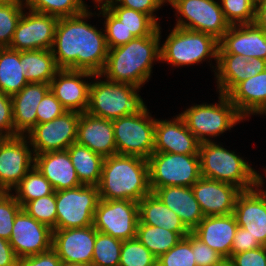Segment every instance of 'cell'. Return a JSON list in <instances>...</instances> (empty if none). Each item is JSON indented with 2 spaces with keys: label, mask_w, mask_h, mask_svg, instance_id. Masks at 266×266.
<instances>
[{
  "label": "cell",
  "mask_w": 266,
  "mask_h": 266,
  "mask_svg": "<svg viewBox=\"0 0 266 266\" xmlns=\"http://www.w3.org/2000/svg\"><path fill=\"white\" fill-rule=\"evenodd\" d=\"M0 137H14L13 104L10 95L0 91Z\"/></svg>",
  "instance_id": "cell-49"
},
{
  "label": "cell",
  "mask_w": 266,
  "mask_h": 266,
  "mask_svg": "<svg viewBox=\"0 0 266 266\" xmlns=\"http://www.w3.org/2000/svg\"><path fill=\"white\" fill-rule=\"evenodd\" d=\"M94 73L83 70L59 69L49 83L50 91L67 111L86 112Z\"/></svg>",
  "instance_id": "cell-17"
},
{
  "label": "cell",
  "mask_w": 266,
  "mask_h": 266,
  "mask_svg": "<svg viewBox=\"0 0 266 266\" xmlns=\"http://www.w3.org/2000/svg\"><path fill=\"white\" fill-rule=\"evenodd\" d=\"M186 237L191 241L192 251L197 266H215L224 258L203 243L193 232H190Z\"/></svg>",
  "instance_id": "cell-46"
},
{
  "label": "cell",
  "mask_w": 266,
  "mask_h": 266,
  "mask_svg": "<svg viewBox=\"0 0 266 266\" xmlns=\"http://www.w3.org/2000/svg\"><path fill=\"white\" fill-rule=\"evenodd\" d=\"M24 74V51L0 48V91L10 96L18 93L28 84Z\"/></svg>",
  "instance_id": "cell-31"
},
{
  "label": "cell",
  "mask_w": 266,
  "mask_h": 266,
  "mask_svg": "<svg viewBox=\"0 0 266 266\" xmlns=\"http://www.w3.org/2000/svg\"><path fill=\"white\" fill-rule=\"evenodd\" d=\"M192 190L204 216L232 214L236 199L242 192L233 184L204 177L192 186Z\"/></svg>",
  "instance_id": "cell-20"
},
{
  "label": "cell",
  "mask_w": 266,
  "mask_h": 266,
  "mask_svg": "<svg viewBox=\"0 0 266 266\" xmlns=\"http://www.w3.org/2000/svg\"><path fill=\"white\" fill-rule=\"evenodd\" d=\"M227 97L249 122L250 117L266 116V69L238 83Z\"/></svg>",
  "instance_id": "cell-25"
},
{
  "label": "cell",
  "mask_w": 266,
  "mask_h": 266,
  "mask_svg": "<svg viewBox=\"0 0 266 266\" xmlns=\"http://www.w3.org/2000/svg\"><path fill=\"white\" fill-rule=\"evenodd\" d=\"M218 54L266 60V34L254 23L232 25L218 42Z\"/></svg>",
  "instance_id": "cell-22"
},
{
  "label": "cell",
  "mask_w": 266,
  "mask_h": 266,
  "mask_svg": "<svg viewBox=\"0 0 266 266\" xmlns=\"http://www.w3.org/2000/svg\"><path fill=\"white\" fill-rule=\"evenodd\" d=\"M254 24L266 34V0L256 3Z\"/></svg>",
  "instance_id": "cell-54"
},
{
  "label": "cell",
  "mask_w": 266,
  "mask_h": 266,
  "mask_svg": "<svg viewBox=\"0 0 266 266\" xmlns=\"http://www.w3.org/2000/svg\"><path fill=\"white\" fill-rule=\"evenodd\" d=\"M60 266H92V265L82 264V263H64V262H62Z\"/></svg>",
  "instance_id": "cell-58"
},
{
  "label": "cell",
  "mask_w": 266,
  "mask_h": 266,
  "mask_svg": "<svg viewBox=\"0 0 266 266\" xmlns=\"http://www.w3.org/2000/svg\"><path fill=\"white\" fill-rule=\"evenodd\" d=\"M215 266H235L233 261L230 258H223L218 264Z\"/></svg>",
  "instance_id": "cell-57"
},
{
  "label": "cell",
  "mask_w": 266,
  "mask_h": 266,
  "mask_svg": "<svg viewBox=\"0 0 266 266\" xmlns=\"http://www.w3.org/2000/svg\"><path fill=\"white\" fill-rule=\"evenodd\" d=\"M34 166V153L26 136L0 138V188L11 192Z\"/></svg>",
  "instance_id": "cell-15"
},
{
  "label": "cell",
  "mask_w": 266,
  "mask_h": 266,
  "mask_svg": "<svg viewBox=\"0 0 266 266\" xmlns=\"http://www.w3.org/2000/svg\"><path fill=\"white\" fill-rule=\"evenodd\" d=\"M17 260L9 241L0 238V266H16Z\"/></svg>",
  "instance_id": "cell-53"
},
{
  "label": "cell",
  "mask_w": 266,
  "mask_h": 266,
  "mask_svg": "<svg viewBox=\"0 0 266 266\" xmlns=\"http://www.w3.org/2000/svg\"><path fill=\"white\" fill-rule=\"evenodd\" d=\"M55 192L51 183L33 166L10 192L23 207L27 202Z\"/></svg>",
  "instance_id": "cell-35"
},
{
  "label": "cell",
  "mask_w": 266,
  "mask_h": 266,
  "mask_svg": "<svg viewBox=\"0 0 266 266\" xmlns=\"http://www.w3.org/2000/svg\"><path fill=\"white\" fill-rule=\"evenodd\" d=\"M233 214L239 227L266 246V197L257 187L238 195Z\"/></svg>",
  "instance_id": "cell-23"
},
{
  "label": "cell",
  "mask_w": 266,
  "mask_h": 266,
  "mask_svg": "<svg viewBox=\"0 0 266 266\" xmlns=\"http://www.w3.org/2000/svg\"><path fill=\"white\" fill-rule=\"evenodd\" d=\"M169 32L164 38L166 40L160 41V63H166L174 70V67L176 69L183 66H199L206 62L215 73L219 47L217 39L200 31L176 26Z\"/></svg>",
  "instance_id": "cell-4"
},
{
  "label": "cell",
  "mask_w": 266,
  "mask_h": 266,
  "mask_svg": "<svg viewBox=\"0 0 266 266\" xmlns=\"http://www.w3.org/2000/svg\"><path fill=\"white\" fill-rule=\"evenodd\" d=\"M173 117L156 118L154 152L199 154L201 142L187 128L179 114Z\"/></svg>",
  "instance_id": "cell-19"
},
{
  "label": "cell",
  "mask_w": 266,
  "mask_h": 266,
  "mask_svg": "<svg viewBox=\"0 0 266 266\" xmlns=\"http://www.w3.org/2000/svg\"><path fill=\"white\" fill-rule=\"evenodd\" d=\"M52 232L22 208L15 216L9 243L18 259L37 255L52 248Z\"/></svg>",
  "instance_id": "cell-16"
},
{
  "label": "cell",
  "mask_w": 266,
  "mask_h": 266,
  "mask_svg": "<svg viewBox=\"0 0 266 266\" xmlns=\"http://www.w3.org/2000/svg\"><path fill=\"white\" fill-rule=\"evenodd\" d=\"M108 10L123 23L128 31H131L134 37L150 36L158 29V25L142 12L123 6H111Z\"/></svg>",
  "instance_id": "cell-36"
},
{
  "label": "cell",
  "mask_w": 266,
  "mask_h": 266,
  "mask_svg": "<svg viewBox=\"0 0 266 266\" xmlns=\"http://www.w3.org/2000/svg\"><path fill=\"white\" fill-rule=\"evenodd\" d=\"M25 8L57 18L76 16L84 12L80 0H23Z\"/></svg>",
  "instance_id": "cell-38"
},
{
  "label": "cell",
  "mask_w": 266,
  "mask_h": 266,
  "mask_svg": "<svg viewBox=\"0 0 266 266\" xmlns=\"http://www.w3.org/2000/svg\"><path fill=\"white\" fill-rule=\"evenodd\" d=\"M99 17L101 18L99 21L102 24L106 42L108 48H116L122 45H125L135 37L128 31V29L123 25V23L116 18L109 10H101L98 12ZM104 21V22H103Z\"/></svg>",
  "instance_id": "cell-43"
},
{
  "label": "cell",
  "mask_w": 266,
  "mask_h": 266,
  "mask_svg": "<svg viewBox=\"0 0 266 266\" xmlns=\"http://www.w3.org/2000/svg\"><path fill=\"white\" fill-rule=\"evenodd\" d=\"M153 193L181 219L192 232L205 217L195 199L192 187L166 186L157 188Z\"/></svg>",
  "instance_id": "cell-29"
},
{
  "label": "cell",
  "mask_w": 266,
  "mask_h": 266,
  "mask_svg": "<svg viewBox=\"0 0 266 266\" xmlns=\"http://www.w3.org/2000/svg\"><path fill=\"white\" fill-rule=\"evenodd\" d=\"M50 90L47 83H28L11 96L13 104L14 137L25 136L37 124V107Z\"/></svg>",
  "instance_id": "cell-27"
},
{
  "label": "cell",
  "mask_w": 266,
  "mask_h": 266,
  "mask_svg": "<svg viewBox=\"0 0 266 266\" xmlns=\"http://www.w3.org/2000/svg\"><path fill=\"white\" fill-rule=\"evenodd\" d=\"M141 90L137 86L112 82L100 74H94L86 112L109 120L139 114L147 107L139 94Z\"/></svg>",
  "instance_id": "cell-6"
},
{
  "label": "cell",
  "mask_w": 266,
  "mask_h": 266,
  "mask_svg": "<svg viewBox=\"0 0 266 266\" xmlns=\"http://www.w3.org/2000/svg\"><path fill=\"white\" fill-rule=\"evenodd\" d=\"M97 230L93 225L56 229L52 232V249L64 263L92 265Z\"/></svg>",
  "instance_id": "cell-18"
},
{
  "label": "cell",
  "mask_w": 266,
  "mask_h": 266,
  "mask_svg": "<svg viewBox=\"0 0 266 266\" xmlns=\"http://www.w3.org/2000/svg\"><path fill=\"white\" fill-rule=\"evenodd\" d=\"M147 161L152 192L166 186L192 187L202 177L199 154L154 152Z\"/></svg>",
  "instance_id": "cell-8"
},
{
  "label": "cell",
  "mask_w": 266,
  "mask_h": 266,
  "mask_svg": "<svg viewBox=\"0 0 266 266\" xmlns=\"http://www.w3.org/2000/svg\"><path fill=\"white\" fill-rule=\"evenodd\" d=\"M259 247H262V245L258 242V240L253 238L249 234L248 230L238 226L233 238L231 256L248 250L257 249Z\"/></svg>",
  "instance_id": "cell-52"
},
{
  "label": "cell",
  "mask_w": 266,
  "mask_h": 266,
  "mask_svg": "<svg viewBox=\"0 0 266 266\" xmlns=\"http://www.w3.org/2000/svg\"><path fill=\"white\" fill-rule=\"evenodd\" d=\"M25 79L28 83H47L59 70L51 49L24 51Z\"/></svg>",
  "instance_id": "cell-33"
},
{
  "label": "cell",
  "mask_w": 266,
  "mask_h": 266,
  "mask_svg": "<svg viewBox=\"0 0 266 266\" xmlns=\"http://www.w3.org/2000/svg\"><path fill=\"white\" fill-rule=\"evenodd\" d=\"M217 95L218 100L215 103H192L179 113L187 128L200 142L218 141L216 138L247 121L227 95Z\"/></svg>",
  "instance_id": "cell-7"
},
{
  "label": "cell",
  "mask_w": 266,
  "mask_h": 266,
  "mask_svg": "<svg viewBox=\"0 0 266 266\" xmlns=\"http://www.w3.org/2000/svg\"><path fill=\"white\" fill-rule=\"evenodd\" d=\"M227 22L232 25L253 24L256 2L254 0H219Z\"/></svg>",
  "instance_id": "cell-41"
},
{
  "label": "cell",
  "mask_w": 266,
  "mask_h": 266,
  "mask_svg": "<svg viewBox=\"0 0 266 266\" xmlns=\"http://www.w3.org/2000/svg\"><path fill=\"white\" fill-rule=\"evenodd\" d=\"M61 263V259L51 248L50 250L37 255L19 258L16 266H60Z\"/></svg>",
  "instance_id": "cell-51"
},
{
  "label": "cell",
  "mask_w": 266,
  "mask_h": 266,
  "mask_svg": "<svg viewBox=\"0 0 266 266\" xmlns=\"http://www.w3.org/2000/svg\"><path fill=\"white\" fill-rule=\"evenodd\" d=\"M138 222V202L131 200L100 199L93 217L97 231L122 241L136 238Z\"/></svg>",
  "instance_id": "cell-12"
},
{
  "label": "cell",
  "mask_w": 266,
  "mask_h": 266,
  "mask_svg": "<svg viewBox=\"0 0 266 266\" xmlns=\"http://www.w3.org/2000/svg\"><path fill=\"white\" fill-rule=\"evenodd\" d=\"M266 69V60L237 54H218L214 76L216 92L227 95L238 83Z\"/></svg>",
  "instance_id": "cell-21"
},
{
  "label": "cell",
  "mask_w": 266,
  "mask_h": 266,
  "mask_svg": "<svg viewBox=\"0 0 266 266\" xmlns=\"http://www.w3.org/2000/svg\"><path fill=\"white\" fill-rule=\"evenodd\" d=\"M256 3L261 2L262 0H254Z\"/></svg>",
  "instance_id": "cell-61"
},
{
  "label": "cell",
  "mask_w": 266,
  "mask_h": 266,
  "mask_svg": "<svg viewBox=\"0 0 266 266\" xmlns=\"http://www.w3.org/2000/svg\"><path fill=\"white\" fill-rule=\"evenodd\" d=\"M99 197L103 200L139 202L150 194L148 161L144 158L115 154L104 159Z\"/></svg>",
  "instance_id": "cell-3"
},
{
  "label": "cell",
  "mask_w": 266,
  "mask_h": 266,
  "mask_svg": "<svg viewBox=\"0 0 266 266\" xmlns=\"http://www.w3.org/2000/svg\"><path fill=\"white\" fill-rule=\"evenodd\" d=\"M136 238L155 256L159 257L173 248L182 237L162 227L138 222Z\"/></svg>",
  "instance_id": "cell-34"
},
{
  "label": "cell",
  "mask_w": 266,
  "mask_h": 266,
  "mask_svg": "<svg viewBox=\"0 0 266 266\" xmlns=\"http://www.w3.org/2000/svg\"><path fill=\"white\" fill-rule=\"evenodd\" d=\"M4 193V191L0 188V196Z\"/></svg>",
  "instance_id": "cell-60"
},
{
  "label": "cell",
  "mask_w": 266,
  "mask_h": 266,
  "mask_svg": "<svg viewBox=\"0 0 266 266\" xmlns=\"http://www.w3.org/2000/svg\"><path fill=\"white\" fill-rule=\"evenodd\" d=\"M34 166L51 183L55 192L82 185L67 150L36 154Z\"/></svg>",
  "instance_id": "cell-28"
},
{
  "label": "cell",
  "mask_w": 266,
  "mask_h": 266,
  "mask_svg": "<svg viewBox=\"0 0 266 266\" xmlns=\"http://www.w3.org/2000/svg\"><path fill=\"white\" fill-rule=\"evenodd\" d=\"M22 206L10 192H4L0 196V238L9 241L14 219Z\"/></svg>",
  "instance_id": "cell-45"
},
{
  "label": "cell",
  "mask_w": 266,
  "mask_h": 266,
  "mask_svg": "<svg viewBox=\"0 0 266 266\" xmlns=\"http://www.w3.org/2000/svg\"><path fill=\"white\" fill-rule=\"evenodd\" d=\"M66 150L70 155L80 183L82 185L98 186L105 158L94 153L88 147L77 143L71 144Z\"/></svg>",
  "instance_id": "cell-32"
},
{
  "label": "cell",
  "mask_w": 266,
  "mask_h": 266,
  "mask_svg": "<svg viewBox=\"0 0 266 266\" xmlns=\"http://www.w3.org/2000/svg\"><path fill=\"white\" fill-rule=\"evenodd\" d=\"M225 145V146H224ZM225 142H201L199 147L201 176L233 184L242 191L256 187V169L248 157L225 148ZM245 158V159H244ZM248 158V161L246 160ZM252 165V166H251Z\"/></svg>",
  "instance_id": "cell-5"
},
{
  "label": "cell",
  "mask_w": 266,
  "mask_h": 266,
  "mask_svg": "<svg viewBox=\"0 0 266 266\" xmlns=\"http://www.w3.org/2000/svg\"><path fill=\"white\" fill-rule=\"evenodd\" d=\"M149 109L112 120L117 154L147 160L154 153L156 117Z\"/></svg>",
  "instance_id": "cell-10"
},
{
  "label": "cell",
  "mask_w": 266,
  "mask_h": 266,
  "mask_svg": "<svg viewBox=\"0 0 266 266\" xmlns=\"http://www.w3.org/2000/svg\"><path fill=\"white\" fill-rule=\"evenodd\" d=\"M15 0H0V4H4V3H8V2H12Z\"/></svg>",
  "instance_id": "cell-59"
},
{
  "label": "cell",
  "mask_w": 266,
  "mask_h": 266,
  "mask_svg": "<svg viewBox=\"0 0 266 266\" xmlns=\"http://www.w3.org/2000/svg\"><path fill=\"white\" fill-rule=\"evenodd\" d=\"M76 143L104 158L117 154L112 120L81 113Z\"/></svg>",
  "instance_id": "cell-24"
},
{
  "label": "cell",
  "mask_w": 266,
  "mask_h": 266,
  "mask_svg": "<svg viewBox=\"0 0 266 266\" xmlns=\"http://www.w3.org/2000/svg\"><path fill=\"white\" fill-rule=\"evenodd\" d=\"M261 170L264 174H260V172L256 170V187L266 197V180L264 179L266 178V166H263Z\"/></svg>",
  "instance_id": "cell-56"
},
{
  "label": "cell",
  "mask_w": 266,
  "mask_h": 266,
  "mask_svg": "<svg viewBox=\"0 0 266 266\" xmlns=\"http://www.w3.org/2000/svg\"><path fill=\"white\" fill-rule=\"evenodd\" d=\"M138 209L139 221L143 224L177 232L182 238L190 233L179 216L170 210L153 192L138 202Z\"/></svg>",
  "instance_id": "cell-30"
},
{
  "label": "cell",
  "mask_w": 266,
  "mask_h": 266,
  "mask_svg": "<svg viewBox=\"0 0 266 266\" xmlns=\"http://www.w3.org/2000/svg\"><path fill=\"white\" fill-rule=\"evenodd\" d=\"M80 2L84 11H94L95 9L99 12L101 10H108L116 2V0H92L91 3L95 4L92 9H90L91 6L87 4L85 0H80Z\"/></svg>",
  "instance_id": "cell-55"
},
{
  "label": "cell",
  "mask_w": 266,
  "mask_h": 266,
  "mask_svg": "<svg viewBox=\"0 0 266 266\" xmlns=\"http://www.w3.org/2000/svg\"><path fill=\"white\" fill-rule=\"evenodd\" d=\"M58 20L55 16L25 8L8 48L15 51L51 49Z\"/></svg>",
  "instance_id": "cell-14"
},
{
  "label": "cell",
  "mask_w": 266,
  "mask_h": 266,
  "mask_svg": "<svg viewBox=\"0 0 266 266\" xmlns=\"http://www.w3.org/2000/svg\"><path fill=\"white\" fill-rule=\"evenodd\" d=\"M157 266H197L191 241L184 237L167 253L157 258Z\"/></svg>",
  "instance_id": "cell-44"
},
{
  "label": "cell",
  "mask_w": 266,
  "mask_h": 266,
  "mask_svg": "<svg viewBox=\"0 0 266 266\" xmlns=\"http://www.w3.org/2000/svg\"><path fill=\"white\" fill-rule=\"evenodd\" d=\"M122 240L97 231L92 265L119 266Z\"/></svg>",
  "instance_id": "cell-37"
},
{
  "label": "cell",
  "mask_w": 266,
  "mask_h": 266,
  "mask_svg": "<svg viewBox=\"0 0 266 266\" xmlns=\"http://www.w3.org/2000/svg\"><path fill=\"white\" fill-rule=\"evenodd\" d=\"M162 29L159 25L150 36L135 37L125 45L110 48L100 75L106 80L139 88L149 83L154 65L161 62Z\"/></svg>",
  "instance_id": "cell-2"
},
{
  "label": "cell",
  "mask_w": 266,
  "mask_h": 266,
  "mask_svg": "<svg viewBox=\"0 0 266 266\" xmlns=\"http://www.w3.org/2000/svg\"><path fill=\"white\" fill-rule=\"evenodd\" d=\"M230 259L235 266H266V246L234 254Z\"/></svg>",
  "instance_id": "cell-50"
},
{
  "label": "cell",
  "mask_w": 266,
  "mask_h": 266,
  "mask_svg": "<svg viewBox=\"0 0 266 266\" xmlns=\"http://www.w3.org/2000/svg\"><path fill=\"white\" fill-rule=\"evenodd\" d=\"M24 10L23 0L0 4V48L9 47Z\"/></svg>",
  "instance_id": "cell-39"
},
{
  "label": "cell",
  "mask_w": 266,
  "mask_h": 266,
  "mask_svg": "<svg viewBox=\"0 0 266 266\" xmlns=\"http://www.w3.org/2000/svg\"><path fill=\"white\" fill-rule=\"evenodd\" d=\"M167 5V0H116L112 6H123L147 14L158 26L161 17L158 11Z\"/></svg>",
  "instance_id": "cell-47"
},
{
  "label": "cell",
  "mask_w": 266,
  "mask_h": 266,
  "mask_svg": "<svg viewBox=\"0 0 266 266\" xmlns=\"http://www.w3.org/2000/svg\"><path fill=\"white\" fill-rule=\"evenodd\" d=\"M36 111L37 124H41L58 118L67 110L62 106L60 101L49 90L39 103Z\"/></svg>",
  "instance_id": "cell-48"
},
{
  "label": "cell",
  "mask_w": 266,
  "mask_h": 266,
  "mask_svg": "<svg viewBox=\"0 0 266 266\" xmlns=\"http://www.w3.org/2000/svg\"><path fill=\"white\" fill-rule=\"evenodd\" d=\"M96 11L59 18L51 48L59 69L83 70L100 74L105 66L108 45L103 27L91 24Z\"/></svg>",
  "instance_id": "cell-1"
},
{
  "label": "cell",
  "mask_w": 266,
  "mask_h": 266,
  "mask_svg": "<svg viewBox=\"0 0 266 266\" xmlns=\"http://www.w3.org/2000/svg\"><path fill=\"white\" fill-rule=\"evenodd\" d=\"M238 225L234 214L205 216L192 231L224 258L231 257V247Z\"/></svg>",
  "instance_id": "cell-26"
},
{
  "label": "cell",
  "mask_w": 266,
  "mask_h": 266,
  "mask_svg": "<svg viewBox=\"0 0 266 266\" xmlns=\"http://www.w3.org/2000/svg\"><path fill=\"white\" fill-rule=\"evenodd\" d=\"M174 9L176 27L200 31L218 41L229 30L219 0H168Z\"/></svg>",
  "instance_id": "cell-9"
},
{
  "label": "cell",
  "mask_w": 266,
  "mask_h": 266,
  "mask_svg": "<svg viewBox=\"0 0 266 266\" xmlns=\"http://www.w3.org/2000/svg\"><path fill=\"white\" fill-rule=\"evenodd\" d=\"M119 266H157L155 257L137 238L122 242Z\"/></svg>",
  "instance_id": "cell-40"
},
{
  "label": "cell",
  "mask_w": 266,
  "mask_h": 266,
  "mask_svg": "<svg viewBox=\"0 0 266 266\" xmlns=\"http://www.w3.org/2000/svg\"><path fill=\"white\" fill-rule=\"evenodd\" d=\"M22 208L35 220L48 226L52 230H56V192L29 201Z\"/></svg>",
  "instance_id": "cell-42"
},
{
  "label": "cell",
  "mask_w": 266,
  "mask_h": 266,
  "mask_svg": "<svg viewBox=\"0 0 266 266\" xmlns=\"http://www.w3.org/2000/svg\"><path fill=\"white\" fill-rule=\"evenodd\" d=\"M80 115L79 112L66 111L52 121L36 124L25 135L29 139L34 155L63 151L76 143Z\"/></svg>",
  "instance_id": "cell-13"
},
{
  "label": "cell",
  "mask_w": 266,
  "mask_h": 266,
  "mask_svg": "<svg viewBox=\"0 0 266 266\" xmlns=\"http://www.w3.org/2000/svg\"><path fill=\"white\" fill-rule=\"evenodd\" d=\"M99 197L98 186L81 185L56 191V229L82 228L93 225Z\"/></svg>",
  "instance_id": "cell-11"
}]
</instances>
